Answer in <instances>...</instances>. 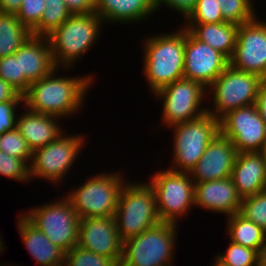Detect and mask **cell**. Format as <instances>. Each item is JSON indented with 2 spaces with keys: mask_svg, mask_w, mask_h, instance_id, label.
I'll use <instances>...</instances> for the list:
<instances>
[{
  "mask_svg": "<svg viewBox=\"0 0 266 266\" xmlns=\"http://www.w3.org/2000/svg\"><path fill=\"white\" fill-rule=\"evenodd\" d=\"M196 2L197 0H156V8L158 9L164 4L178 11V13L180 12L186 18L194 9Z\"/></svg>",
  "mask_w": 266,
  "mask_h": 266,
  "instance_id": "38",
  "label": "cell"
},
{
  "mask_svg": "<svg viewBox=\"0 0 266 266\" xmlns=\"http://www.w3.org/2000/svg\"><path fill=\"white\" fill-rule=\"evenodd\" d=\"M237 153L233 143L219 132L189 173L191 179L200 183L229 178Z\"/></svg>",
  "mask_w": 266,
  "mask_h": 266,
  "instance_id": "17",
  "label": "cell"
},
{
  "mask_svg": "<svg viewBox=\"0 0 266 266\" xmlns=\"http://www.w3.org/2000/svg\"><path fill=\"white\" fill-rule=\"evenodd\" d=\"M205 89L201 83L183 77L158 90L155 94L164 100L162 115L164 123L167 126H174L205 114L207 108L200 110Z\"/></svg>",
  "mask_w": 266,
  "mask_h": 266,
  "instance_id": "12",
  "label": "cell"
},
{
  "mask_svg": "<svg viewBox=\"0 0 266 266\" xmlns=\"http://www.w3.org/2000/svg\"><path fill=\"white\" fill-rule=\"evenodd\" d=\"M225 22L241 25L253 21L255 12L252 0H217Z\"/></svg>",
  "mask_w": 266,
  "mask_h": 266,
  "instance_id": "28",
  "label": "cell"
},
{
  "mask_svg": "<svg viewBox=\"0 0 266 266\" xmlns=\"http://www.w3.org/2000/svg\"><path fill=\"white\" fill-rule=\"evenodd\" d=\"M230 178L241 198L266 189V158L264 152L237 153Z\"/></svg>",
  "mask_w": 266,
  "mask_h": 266,
  "instance_id": "19",
  "label": "cell"
},
{
  "mask_svg": "<svg viewBox=\"0 0 266 266\" xmlns=\"http://www.w3.org/2000/svg\"><path fill=\"white\" fill-rule=\"evenodd\" d=\"M101 23V17L95 12L71 15L48 35L55 66L58 68L63 64L64 68L71 67L74 61L91 48Z\"/></svg>",
  "mask_w": 266,
  "mask_h": 266,
  "instance_id": "4",
  "label": "cell"
},
{
  "mask_svg": "<svg viewBox=\"0 0 266 266\" xmlns=\"http://www.w3.org/2000/svg\"><path fill=\"white\" fill-rule=\"evenodd\" d=\"M174 166L171 170L190 173L206 147L220 132L219 120L209 113L197 119L174 125Z\"/></svg>",
  "mask_w": 266,
  "mask_h": 266,
  "instance_id": "6",
  "label": "cell"
},
{
  "mask_svg": "<svg viewBox=\"0 0 266 266\" xmlns=\"http://www.w3.org/2000/svg\"><path fill=\"white\" fill-rule=\"evenodd\" d=\"M189 173L168 169L151 177L156 207L161 222L177 223V218L187 213L194 200V181ZM177 217V218H176Z\"/></svg>",
  "mask_w": 266,
  "mask_h": 266,
  "instance_id": "7",
  "label": "cell"
},
{
  "mask_svg": "<svg viewBox=\"0 0 266 266\" xmlns=\"http://www.w3.org/2000/svg\"><path fill=\"white\" fill-rule=\"evenodd\" d=\"M64 266H119L112 258L95 254L78 245L65 253Z\"/></svg>",
  "mask_w": 266,
  "mask_h": 266,
  "instance_id": "32",
  "label": "cell"
},
{
  "mask_svg": "<svg viewBox=\"0 0 266 266\" xmlns=\"http://www.w3.org/2000/svg\"><path fill=\"white\" fill-rule=\"evenodd\" d=\"M45 10L38 25L31 31L32 36L47 37L72 14L64 0H44Z\"/></svg>",
  "mask_w": 266,
  "mask_h": 266,
  "instance_id": "27",
  "label": "cell"
},
{
  "mask_svg": "<svg viewBox=\"0 0 266 266\" xmlns=\"http://www.w3.org/2000/svg\"><path fill=\"white\" fill-rule=\"evenodd\" d=\"M1 238V237H0ZM2 240H0V253L3 251V244H2V242H1Z\"/></svg>",
  "mask_w": 266,
  "mask_h": 266,
  "instance_id": "45",
  "label": "cell"
},
{
  "mask_svg": "<svg viewBox=\"0 0 266 266\" xmlns=\"http://www.w3.org/2000/svg\"><path fill=\"white\" fill-rule=\"evenodd\" d=\"M263 152H264V154H265V158H266V148L264 149V151H263Z\"/></svg>",
  "mask_w": 266,
  "mask_h": 266,
  "instance_id": "46",
  "label": "cell"
},
{
  "mask_svg": "<svg viewBox=\"0 0 266 266\" xmlns=\"http://www.w3.org/2000/svg\"><path fill=\"white\" fill-rule=\"evenodd\" d=\"M20 74L31 84L56 70L48 37L31 36L19 47Z\"/></svg>",
  "mask_w": 266,
  "mask_h": 266,
  "instance_id": "20",
  "label": "cell"
},
{
  "mask_svg": "<svg viewBox=\"0 0 266 266\" xmlns=\"http://www.w3.org/2000/svg\"><path fill=\"white\" fill-rule=\"evenodd\" d=\"M72 15L95 12V0H64Z\"/></svg>",
  "mask_w": 266,
  "mask_h": 266,
  "instance_id": "39",
  "label": "cell"
},
{
  "mask_svg": "<svg viewBox=\"0 0 266 266\" xmlns=\"http://www.w3.org/2000/svg\"><path fill=\"white\" fill-rule=\"evenodd\" d=\"M216 260V262H215V264H214V266H226V265H224L222 262H220L217 258H215Z\"/></svg>",
  "mask_w": 266,
  "mask_h": 266,
  "instance_id": "44",
  "label": "cell"
},
{
  "mask_svg": "<svg viewBox=\"0 0 266 266\" xmlns=\"http://www.w3.org/2000/svg\"><path fill=\"white\" fill-rule=\"evenodd\" d=\"M156 10V0H95V13L104 23L137 22Z\"/></svg>",
  "mask_w": 266,
  "mask_h": 266,
  "instance_id": "23",
  "label": "cell"
},
{
  "mask_svg": "<svg viewBox=\"0 0 266 266\" xmlns=\"http://www.w3.org/2000/svg\"><path fill=\"white\" fill-rule=\"evenodd\" d=\"M0 151L5 152L9 156L23 159L25 162L31 161L32 150L28 146L20 132L15 128L0 134Z\"/></svg>",
  "mask_w": 266,
  "mask_h": 266,
  "instance_id": "33",
  "label": "cell"
},
{
  "mask_svg": "<svg viewBox=\"0 0 266 266\" xmlns=\"http://www.w3.org/2000/svg\"><path fill=\"white\" fill-rule=\"evenodd\" d=\"M124 183L114 214L117 230L122 241L136 236L161 222L155 192L148 183Z\"/></svg>",
  "mask_w": 266,
  "mask_h": 266,
  "instance_id": "3",
  "label": "cell"
},
{
  "mask_svg": "<svg viewBox=\"0 0 266 266\" xmlns=\"http://www.w3.org/2000/svg\"><path fill=\"white\" fill-rule=\"evenodd\" d=\"M6 101H23V96L9 83L0 78V103Z\"/></svg>",
  "mask_w": 266,
  "mask_h": 266,
  "instance_id": "40",
  "label": "cell"
},
{
  "mask_svg": "<svg viewBox=\"0 0 266 266\" xmlns=\"http://www.w3.org/2000/svg\"><path fill=\"white\" fill-rule=\"evenodd\" d=\"M260 266H266V245L261 252Z\"/></svg>",
  "mask_w": 266,
  "mask_h": 266,
  "instance_id": "43",
  "label": "cell"
},
{
  "mask_svg": "<svg viewBox=\"0 0 266 266\" xmlns=\"http://www.w3.org/2000/svg\"><path fill=\"white\" fill-rule=\"evenodd\" d=\"M229 65L239 71L266 79V23L253 21L239 25L236 45Z\"/></svg>",
  "mask_w": 266,
  "mask_h": 266,
  "instance_id": "14",
  "label": "cell"
},
{
  "mask_svg": "<svg viewBox=\"0 0 266 266\" xmlns=\"http://www.w3.org/2000/svg\"><path fill=\"white\" fill-rule=\"evenodd\" d=\"M220 133L238 153L262 152L266 148V124L255 104L235 109L219 120Z\"/></svg>",
  "mask_w": 266,
  "mask_h": 266,
  "instance_id": "11",
  "label": "cell"
},
{
  "mask_svg": "<svg viewBox=\"0 0 266 266\" xmlns=\"http://www.w3.org/2000/svg\"><path fill=\"white\" fill-rule=\"evenodd\" d=\"M18 227L29 254L40 266H64L65 252L54 245L24 214L20 216Z\"/></svg>",
  "mask_w": 266,
  "mask_h": 266,
  "instance_id": "22",
  "label": "cell"
},
{
  "mask_svg": "<svg viewBox=\"0 0 266 266\" xmlns=\"http://www.w3.org/2000/svg\"><path fill=\"white\" fill-rule=\"evenodd\" d=\"M63 199L31 209L24 216L66 253L78 244L80 218L70 200Z\"/></svg>",
  "mask_w": 266,
  "mask_h": 266,
  "instance_id": "10",
  "label": "cell"
},
{
  "mask_svg": "<svg viewBox=\"0 0 266 266\" xmlns=\"http://www.w3.org/2000/svg\"><path fill=\"white\" fill-rule=\"evenodd\" d=\"M77 245L95 254L112 258L120 264L123 241L120 239L114 216L80 219Z\"/></svg>",
  "mask_w": 266,
  "mask_h": 266,
  "instance_id": "16",
  "label": "cell"
},
{
  "mask_svg": "<svg viewBox=\"0 0 266 266\" xmlns=\"http://www.w3.org/2000/svg\"><path fill=\"white\" fill-rule=\"evenodd\" d=\"M119 175L109 173L92 177L67 196L80 219L114 216L124 185Z\"/></svg>",
  "mask_w": 266,
  "mask_h": 266,
  "instance_id": "8",
  "label": "cell"
},
{
  "mask_svg": "<svg viewBox=\"0 0 266 266\" xmlns=\"http://www.w3.org/2000/svg\"><path fill=\"white\" fill-rule=\"evenodd\" d=\"M83 144V136L61 134L48 145L36 149L28 164L30 179L33 175L55 183L63 180Z\"/></svg>",
  "mask_w": 266,
  "mask_h": 266,
  "instance_id": "13",
  "label": "cell"
},
{
  "mask_svg": "<svg viewBox=\"0 0 266 266\" xmlns=\"http://www.w3.org/2000/svg\"><path fill=\"white\" fill-rule=\"evenodd\" d=\"M56 118L61 117L30 110L17 118L16 129L25 139L32 152L48 145L62 134V129L56 124Z\"/></svg>",
  "mask_w": 266,
  "mask_h": 266,
  "instance_id": "21",
  "label": "cell"
},
{
  "mask_svg": "<svg viewBox=\"0 0 266 266\" xmlns=\"http://www.w3.org/2000/svg\"><path fill=\"white\" fill-rule=\"evenodd\" d=\"M255 105L260 113L261 119L266 124V79H263L258 89Z\"/></svg>",
  "mask_w": 266,
  "mask_h": 266,
  "instance_id": "41",
  "label": "cell"
},
{
  "mask_svg": "<svg viewBox=\"0 0 266 266\" xmlns=\"http://www.w3.org/2000/svg\"><path fill=\"white\" fill-rule=\"evenodd\" d=\"M216 258L226 266H260L261 255L256 250L231 242L226 253Z\"/></svg>",
  "mask_w": 266,
  "mask_h": 266,
  "instance_id": "30",
  "label": "cell"
},
{
  "mask_svg": "<svg viewBox=\"0 0 266 266\" xmlns=\"http://www.w3.org/2000/svg\"><path fill=\"white\" fill-rule=\"evenodd\" d=\"M195 205L227 214L229 217L240 211L242 198L238 195L232 179L224 178L194 183Z\"/></svg>",
  "mask_w": 266,
  "mask_h": 266,
  "instance_id": "18",
  "label": "cell"
},
{
  "mask_svg": "<svg viewBox=\"0 0 266 266\" xmlns=\"http://www.w3.org/2000/svg\"><path fill=\"white\" fill-rule=\"evenodd\" d=\"M31 36L16 14L0 12V58L13 55Z\"/></svg>",
  "mask_w": 266,
  "mask_h": 266,
  "instance_id": "26",
  "label": "cell"
},
{
  "mask_svg": "<svg viewBox=\"0 0 266 266\" xmlns=\"http://www.w3.org/2000/svg\"><path fill=\"white\" fill-rule=\"evenodd\" d=\"M0 78L9 83L20 95H24L30 84L20 74L19 49L9 56L0 58Z\"/></svg>",
  "mask_w": 266,
  "mask_h": 266,
  "instance_id": "29",
  "label": "cell"
},
{
  "mask_svg": "<svg viewBox=\"0 0 266 266\" xmlns=\"http://www.w3.org/2000/svg\"><path fill=\"white\" fill-rule=\"evenodd\" d=\"M22 0H0V12L16 14Z\"/></svg>",
  "mask_w": 266,
  "mask_h": 266,
  "instance_id": "42",
  "label": "cell"
},
{
  "mask_svg": "<svg viewBox=\"0 0 266 266\" xmlns=\"http://www.w3.org/2000/svg\"><path fill=\"white\" fill-rule=\"evenodd\" d=\"M262 81L259 75L239 71L229 65L210 85L215 109H207V113L220 120L235 109L255 104Z\"/></svg>",
  "mask_w": 266,
  "mask_h": 266,
  "instance_id": "9",
  "label": "cell"
},
{
  "mask_svg": "<svg viewBox=\"0 0 266 266\" xmlns=\"http://www.w3.org/2000/svg\"><path fill=\"white\" fill-rule=\"evenodd\" d=\"M228 66L229 59L224 54L185 29L184 78L197 81L207 89Z\"/></svg>",
  "mask_w": 266,
  "mask_h": 266,
  "instance_id": "15",
  "label": "cell"
},
{
  "mask_svg": "<svg viewBox=\"0 0 266 266\" xmlns=\"http://www.w3.org/2000/svg\"><path fill=\"white\" fill-rule=\"evenodd\" d=\"M144 71L153 94L184 77L185 29L145 42Z\"/></svg>",
  "mask_w": 266,
  "mask_h": 266,
  "instance_id": "2",
  "label": "cell"
},
{
  "mask_svg": "<svg viewBox=\"0 0 266 266\" xmlns=\"http://www.w3.org/2000/svg\"><path fill=\"white\" fill-rule=\"evenodd\" d=\"M177 224L160 222L123 241L119 266H170Z\"/></svg>",
  "mask_w": 266,
  "mask_h": 266,
  "instance_id": "5",
  "label": "cell"
},
{
  "mask_svg": "<svg viewBox=\"0 0 266 266\" xmlns=\"http://www.w3.org/2000/svg\"><path fill=\"white\" fill-rule=\"evenodd\" d=\"M239 25L229 22L188 23L185 27L196 39L231 58L237 40Z\"/></svg>",
  "mask_w": 266,
  "mask_h": 266,
  "instance_id": "24",
  "label": "cell"
},
{
  "mask_svg": "<svg viewBox=\"0 0 266 266\" xmlns=\"http://www.w3.org/2000/svg\"><path fill=\"white\" fill-rule=\"evenodd\" d=\"M23 101H6L0 103V134L16 128V106Z\"/></svg>",
  "mask_w": 266,
  "mask_h": 266,
  "instance_id": "37",
  "label": "cell"
},
{
  "mask_svg": "<svg viewBox=\"0 0 266 266\" xmlns=\"http://www.w3.org/2000/svg\"><path fill=\"white\" fill-rule=\"evenodd\" d=\"M55 70L30 84L23 101L30 111L57 117L73 115L81 108L90 86L89 77H56ZM54 74V75H53Z\"/></svg>",
  "mask_w": 266,
  "mask_h": 266,
  "instance_id": "1",
  "label": "cell"
},
{
  "mask_svg": "<svg viewBox=\"0 0 266 266\" xmlns=\"http://www.w3.org/2000/svg\"><path fill=\"white\" fill-rule=\"evenodd\" d=\"M186 18L189 23L225 22L217 0H197L194 9Z\"/></svg>",
  "mask_w": 266,
  "mask_h": 266,
  "instance_id": "34",
  "label": "cell"
},
{
  "mask_svg": "<svg viewBox=\"0 0 266 266\" xmlns=\"http://www.w3.org/2000/svg\"><path fill=\"white\" fill-rule=\"evenodd\" d=\"M44 0H22L16 13L22 24L32 31L39 23L45 10Z\"/></svg>",
  "mask_w": 266,
  "mask_h": 266,
  "instance_id": "36",
  "label": "cell"
},
{
  "mask_svg": "<svg viewBox=\"0 0 266 266\" xmlns=\"http://www.w3.org/2000/svg\"><path fill=\"white\" fill-rule=\"evenodd\" d=\"M23 159L0 151V174L18 181H29V166Z\"/></svg>",
  "mask_w": 266,
  "mask_h": 266,
  "instance_id": "35",
  "label": "cell"
},
{
  "mask_svg": "<svg viewBox=\"0 0 266 266\" xmlns=\"http://www.w3.org/2000/svg\"><path fill=\"white\" fill-rule=\"evenodd\" d=\"M231 242L256 250L260 255L266 245V231L239 212L228 217Z\"/></svg>",
  "mask_w": 266,
  "mask_h": 266,
  "instance_id": "25",
  "label": "cell"
},
{
  "mask_svg": "<svg viewBox=\"0 0 266 266\" xmlns=\"http://www.w3.org/2000/svg\"><path fill=\"white\" fill-rule=\"evenodd\" d=\"M239 213L266 231V189L242 198Z\"/></svg>",
  "mask_w": 266,
  "mask_h": 266,
  "instance_id": "31",
  "label": "cell"
}]
</instances>
